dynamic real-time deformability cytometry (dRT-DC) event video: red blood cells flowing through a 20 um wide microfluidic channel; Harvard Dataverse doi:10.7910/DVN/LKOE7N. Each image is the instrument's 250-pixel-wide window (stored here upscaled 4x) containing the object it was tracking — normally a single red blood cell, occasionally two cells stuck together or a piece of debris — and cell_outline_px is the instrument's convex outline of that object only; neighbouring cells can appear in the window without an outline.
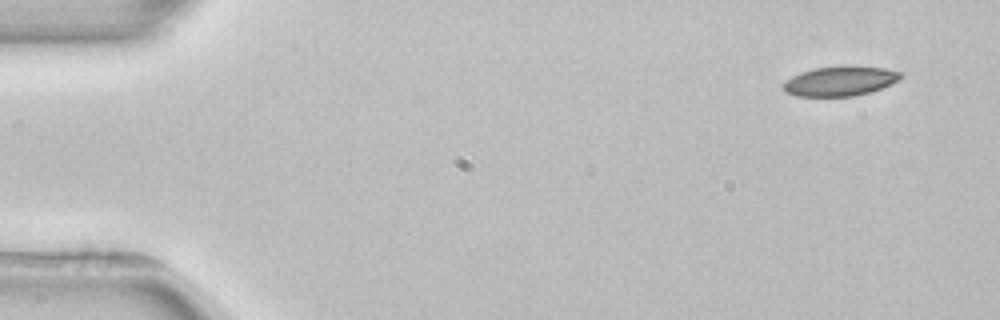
{"species": "common noctule bat (a hibernating species)", "species_latin": "Nyctalus noctula", "temperature_condition": "room temperature", "stored_images_in_passage": 4, "segment_of_instrument_passage": [1, 2], "camera_frame_rate_fps": 3000, "um_per_image_px": 0.085, "animal": {"sex": "female", "body_mass_g": 22.7, "forearm_length_mm": 54.2}, "frame": {"image": 1, "passage_image": 1, "time_ms": 0.0, "image_size_px": [1000, 320], "cell_outline_px": [[904, 76], [900, 80], [872, 92], [852, 96], [796, 96], [784, 92], [784, 80], [800, 72], [816, 68], [884, 68], [904, 72]], "centroid_in_image_um": [71.42, 6.93], "position_along_channel_um": 13.6, "area_um2": 19.83}}